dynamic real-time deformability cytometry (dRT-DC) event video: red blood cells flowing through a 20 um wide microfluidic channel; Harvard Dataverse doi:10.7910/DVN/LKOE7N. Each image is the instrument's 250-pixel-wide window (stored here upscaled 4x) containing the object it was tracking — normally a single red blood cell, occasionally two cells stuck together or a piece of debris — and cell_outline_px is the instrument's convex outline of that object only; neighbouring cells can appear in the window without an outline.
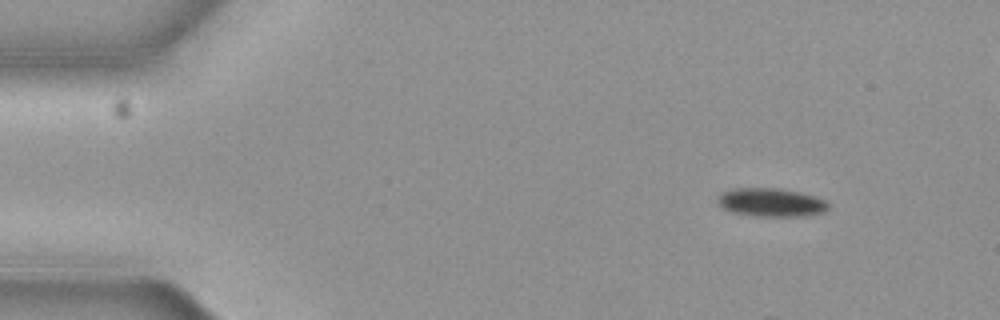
{"species": "common noctule bat (a hibernating species)", "species_latin": "Nyctalus noctula", "temperature_condition": "cold", "stored_images_in_passage": 5, "camera_frame_rate_fps": 3000, "um_per_image_px": 0.085, "animal": {"sex": "female", "body_mass_g": 19.3, "forearm_length_mm": 54.1}, "frame": {"image": 1, "passage_image": 1, "time_ms": 0.0, "image_size_px": [1000, 320], "cell_outline_px": [[828, 208], [824, 212], [804, 216], [752, 216], [732, 212], [724, 208], [716, 200], [716, 196], [720, 192], [736, 188], [780, 188], [800, 192], [824, 200], [828, 204]], "centroid_in_image_um": [65.49, 17.2], "position_along_channel_um": 19.5, "area_um2": 18.38}}